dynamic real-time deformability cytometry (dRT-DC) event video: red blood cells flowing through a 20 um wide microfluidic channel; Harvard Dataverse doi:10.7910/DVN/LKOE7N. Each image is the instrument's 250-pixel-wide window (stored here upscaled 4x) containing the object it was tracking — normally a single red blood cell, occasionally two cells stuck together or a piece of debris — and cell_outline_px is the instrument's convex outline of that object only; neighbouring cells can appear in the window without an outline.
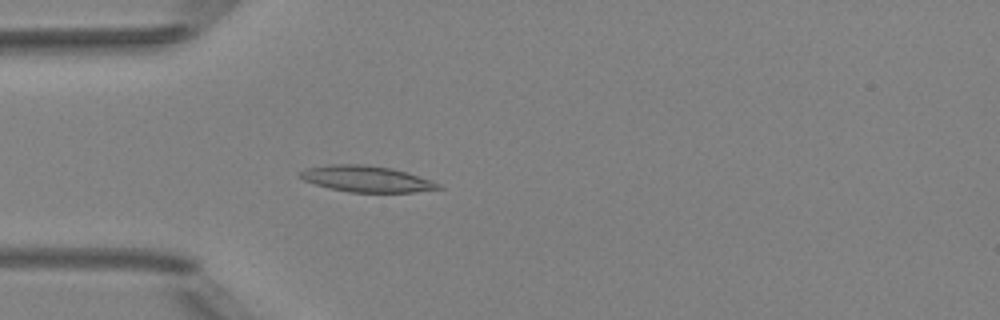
{"species": "Egyptian fruit bat (a non-hibernating species)", "species_latin": "Rousettus aegyptiacus", "temperature_condition": "room temperature", "stored_images_in_passage": 4, "camera_frame_rate_fps": 3000, "um_per_image_px": 0.085, "animal": {"sex": "female"}, "frame": {"image": 1, "passage_image": 4, "time_ms": 3.333, "image_size_px": [1000, 320], "cell_outline_px": [[444, 188], [412, 192], [348, 192], [316, 184], [304, 180], [300, 176], [300, 172], [308, 168], [332, 164], [360, 164], [392, 168], [432, 180], [440, 184]], "centroid_in_image_um": [31.2, 15.21], "position_along_channel_um": 53.8, "area_um2": 20.75}}